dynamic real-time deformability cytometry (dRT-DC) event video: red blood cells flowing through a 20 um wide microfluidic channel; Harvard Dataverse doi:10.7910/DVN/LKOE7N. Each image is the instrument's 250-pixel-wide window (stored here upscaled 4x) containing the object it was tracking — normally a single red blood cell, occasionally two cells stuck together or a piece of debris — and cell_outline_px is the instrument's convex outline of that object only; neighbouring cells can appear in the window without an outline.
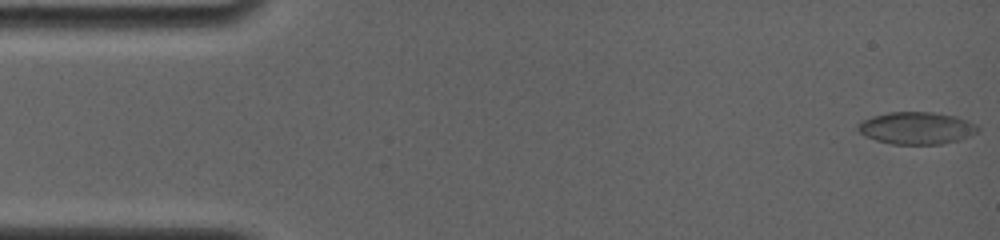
{"species": "common noctule bat (a hibernating species)", "species_latin": "Nyctalus noctula", "temperature_condition": "room temperature", "stored_images_in_passage": 6, "segment_of_instrument_passage": [1, 2], "camera_frame_rate_fps": 4000, "um_per_image_px": 0.085, "animal": {"sex": "female", "body_mass_g": 19.0, "forearm_length_mm": 56.7}, "frame": {"image": 1, "passage_image": 1, "time_ms": 0.0, "image_size_px": [1000, 240], "cell_outline_px": [[980, 128], [976, 132], [960, 140], [940, 144], [892, 144], [876, 140], [864, 136], [856, 128], [860, 120], [872, 116], [888, 112], [932, 112], [956, 116], [968, 120], [976, 124]], "centroid_in_image_um": [77.88, 10.88], "position_along_channel_um": 7.1, "area_um2": 22.66}}
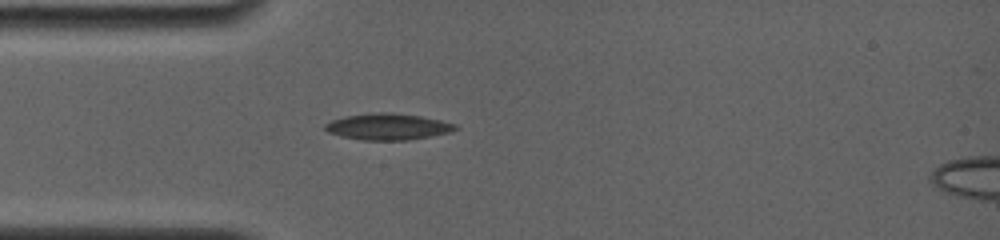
{"frame": {"image": 2, "passage_image": 5, "time_ms": 4.25, "image_size_px": [1000, 240], "cell_outline_px": [[460, 128], [448, 132], [432, 136], [408, 140], [364, 140], [344, 136], [328, 132], [324, 128], [324, 124], [332, 120], [344, 116], [380, 112], [392, 112], [420, 116], [440, 120], [456, 124]], "centroid_in_image_um": [32.99, 10.76], "position_along_channel_um": 52.0, "area_um2": 19.88}}